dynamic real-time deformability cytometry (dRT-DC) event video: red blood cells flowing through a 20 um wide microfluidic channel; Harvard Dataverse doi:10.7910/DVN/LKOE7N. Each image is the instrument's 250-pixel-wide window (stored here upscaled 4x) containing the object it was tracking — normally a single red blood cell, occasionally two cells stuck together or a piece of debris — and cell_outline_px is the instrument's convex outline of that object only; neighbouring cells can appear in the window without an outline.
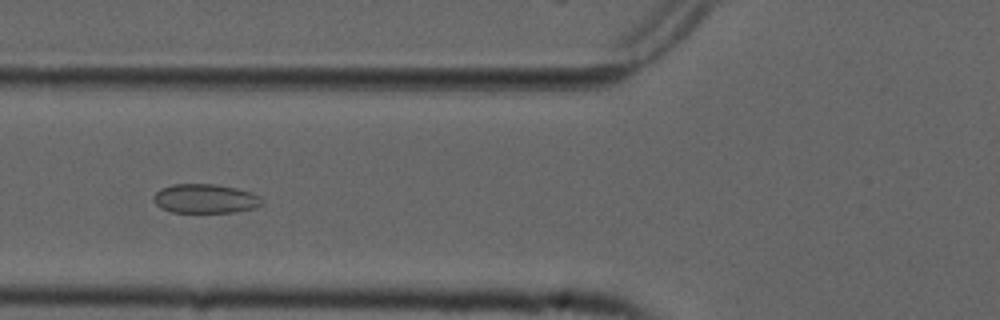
{"species": "common noctule bat (a hibernating species)", "species_latin": "Nyctalus noctula", "temperature_condition": "cold", "stored_images_in_passage": 40, "camera_frame_rate_fps": 3000, "um_per_image_px": 0.085, "animal": {"sex": "male", "forearm_length_mm": 52.5}, "frame": {"image": 1, "passage_image": 9, "time_ms": 2.667, "image_size_px": [1000, 320], "cell_outline_px": [[264, 204], [252, 208], [236, 212], [172, 212], [160, 208], [152, 200], [152, 196], [160, 188], [172, 184], [216, 184], [236, 188], [252, 192], [260, 196], [264, 200]], "centroid_in_image_um": [17.44, 16.88], "position_along_channel_um": 108.4, "area_um2": 18.67}}
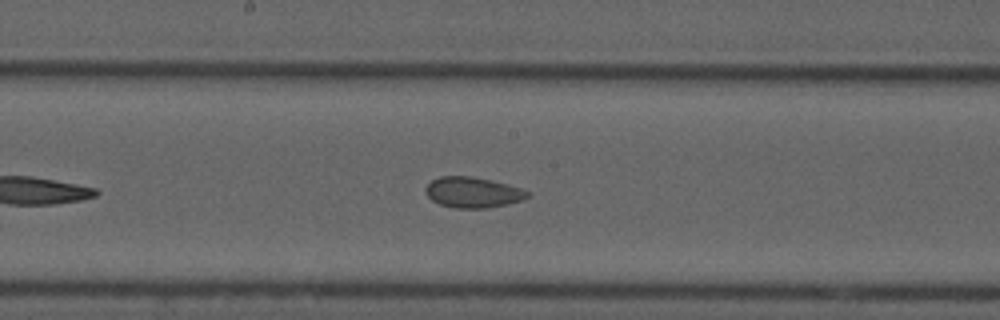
{"frame": {"image": 2, "passage_image": 17, "time_ms": 5.333, "image_size_px": [1000, 320], "cell_outline_px": [[528, 196], [520, 200], [488, 208], [456, 208], [440, 204], [432, 200], [428, 196], [424, 188], [432, 180], [440, 176], [472, 176], [492, 180], [520, 188], [528, 192]], "centroid_in_image_um": [40.14, 16.34], "position_along_channel_um": 208.1, "area_um2": 17.92}}
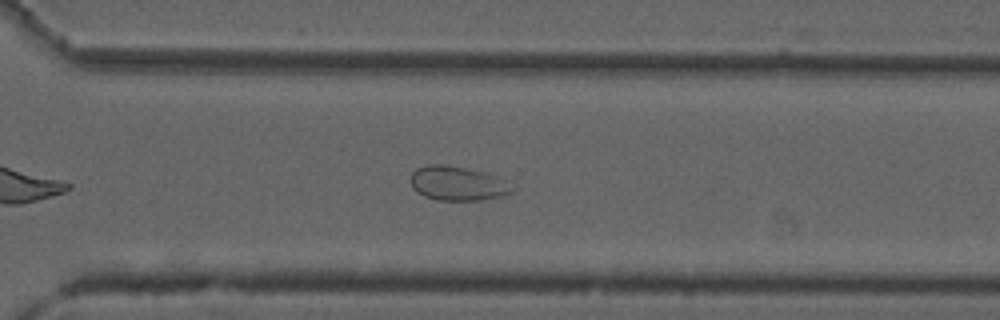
{"frame": {"image": 3, "passage_image": 27, "time_ms": 8.667, "image_size_px": [1000, 320], "cell_outline_px": [[512, 192], [500, 196], [484, 200], [436, 200], [424, 196], [416, 192], [412, 188], [412, 172], [416, 168], [424, 164], [448, 164], [468, 168], [484, 172], [492, 176], [512, 188]], "centroid_in_image_um": [38.78, 15.58], "position_along_channel_um": 331.8, "area_um2": 20.0}}